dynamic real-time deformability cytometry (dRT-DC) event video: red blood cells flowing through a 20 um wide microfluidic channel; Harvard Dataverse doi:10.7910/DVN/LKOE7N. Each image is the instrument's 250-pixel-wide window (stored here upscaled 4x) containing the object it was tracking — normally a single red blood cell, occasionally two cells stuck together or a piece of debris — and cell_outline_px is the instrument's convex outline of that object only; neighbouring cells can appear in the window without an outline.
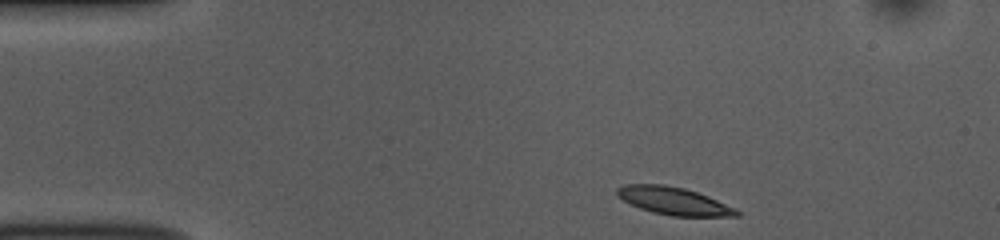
{"species": "common noctule bat (a hibernating species)", "species_latin": "Nyctalus noctula", "temperature_condition": "room temperature", "stored_images_in_passage": 45, "camera_frame_rate_fps": 3000, "um_per_image_px": 0.085, "animal": {"sex": "female", "body_mass_g": 10.0, "forearm_length_mm": 53.1}, "frame": {"image": 1, "passage_image": 1, "time_ms": 0.0, "image_size_px": [1000, 240], "cell_outline_px": [[740, 216], [672, 216], [652, 212], [640, 208], [616, 196], [616, 188], [624, 184], [664, 184], [684, 188], [708, 196], [736, 208], [740, 212]], "centroid_in_image_um": [57.26, 17.07], "position_along_channel_um": 27.7, "area_um2": 19.25}}
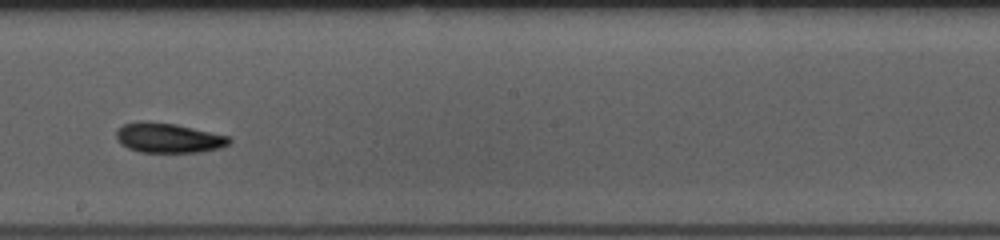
{"frame": {"image": 2, "passage_image": 22, "time_ms": 7.0, "image_size_px": [1000, 240], "cell_outline_px": [[232, 140], [228, 144], [220, 148], [200, 152], [140, 152], [128, 148], [120, 144], [116, 140], [116, 128], [124, 124], [140, 120], [176, 124], [228, 136]], "centroid_in_image_um": [14.26, 11.72], "position_along_channel_um": 233.9, "area_um2": 19.71}}
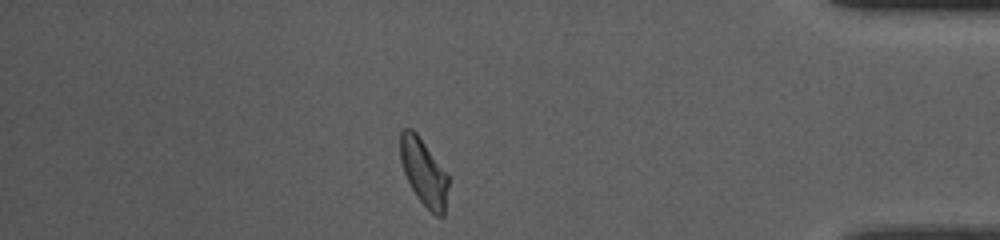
{"frame": {"image": 3, "passage_image": 38, "time_ms": 12.333, "image_size_px": [1000, 240], "cell_outline_px": [[448, 188], [444, 216], [436, 216], [416, 196], [404, 172], [400, 160], [400, 132], [404, 128], [412, 128], [416, 132], [448, 176]], "centroid_in_image_um": [36.0, 14.63], "position_along_channel_um": 399.2, "area_um2": 18.32}, "authors_computed_cell_mechanics": {"area_um2": 19.363, "velocity_mm_per_s": 3.7769, "shape_relaxation_time_tau1_ms": 3.6431, "shape_relaxation_time_tau2_ms": 5.3779, "deformation_change_tau1": 0.1225, "deformation_change_tau2": 0.13}}